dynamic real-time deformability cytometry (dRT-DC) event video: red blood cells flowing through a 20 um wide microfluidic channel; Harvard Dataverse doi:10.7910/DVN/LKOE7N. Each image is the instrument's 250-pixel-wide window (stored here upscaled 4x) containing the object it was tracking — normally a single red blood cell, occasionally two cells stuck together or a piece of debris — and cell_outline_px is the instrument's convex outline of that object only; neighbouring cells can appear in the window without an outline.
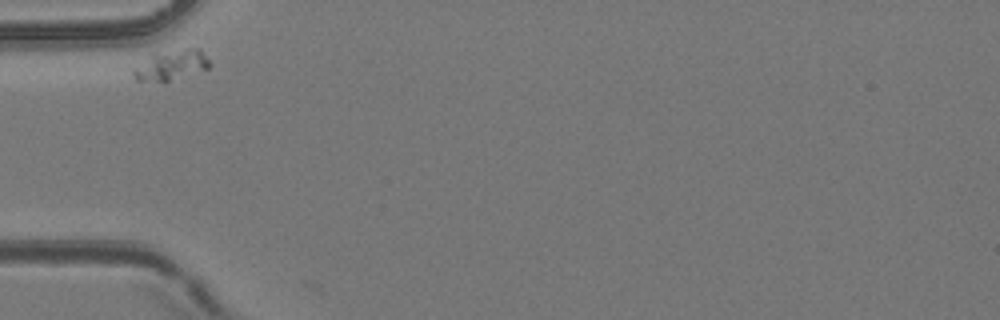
{"species": "common noctule bat (a hibernating species)", "species_latin": "Nyctalus noctula", "temperature_condition": "room temperature", "stored_images_in_passage": 9, "camera_frame_rate_fps": 3000, "um_per_image_px": 0.085, "animal": {"sex": "female", "body_mass_g": 24.6, "forearm_length_mm": 56.2}, "frame": {"image": 1, "passage_image": 6, "time_ms": 6.667, "image_size_px": [1000, 320], "cell_outline_px": [[212, 64], [208, 68], [168, 80], [136, 80], [132, 76], [132, 72], [136, 68], [152, 56], [184, 48], [200, 48]], "centroid_in_image_um": [14.64, 5.52], "position_along_channel_um": 70.4, "area_um2": 12.43}}
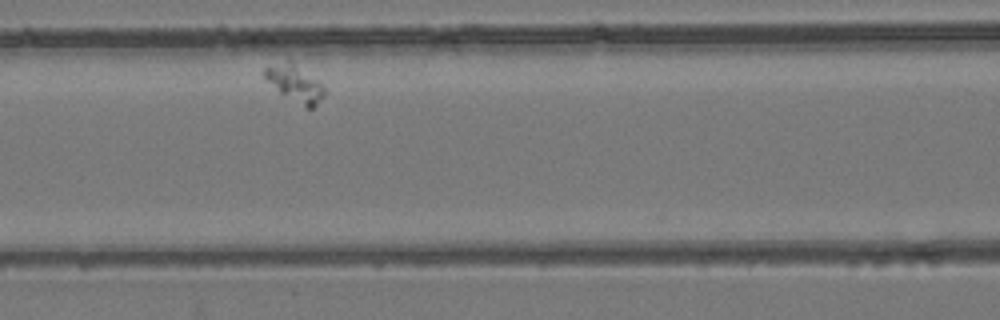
{"frame": {"image": 2, "passage_image": 8, "time_ms": 9.0, "image_size_px": [1000, 320], "cell_outline_px": [[324, 96], [312, 108], [308, 108], [280, 92], [264, 76], [264, 68], [288, 60], [292, 60], [320, 80], [324, 88]], "centroid_in_image_um": [25.12, 7.04], "position_along_channel_um": 141.5, "area_um2": 12.48}}
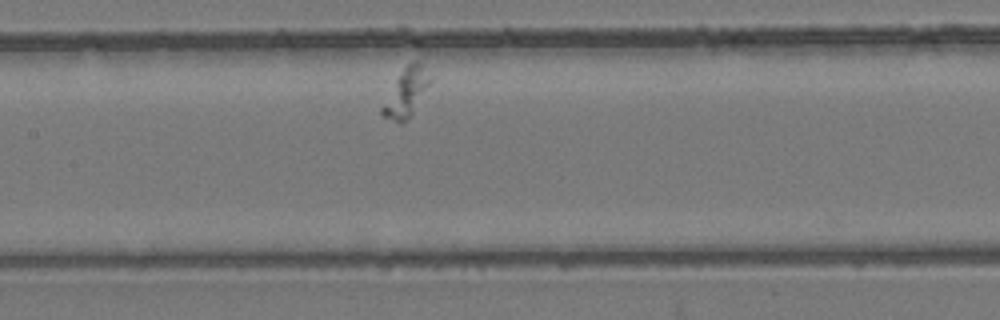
{"frame": {"image": 3, "passage_image": 9, "time_ms": 10.0, "image_size_px": [1000, 320], "cell_outline_px": [[432, 80], [412, 116], [400, 124], [380, 116], [380, 108], [404, 64], [408, 60], [416, 60], [420, 64]], "centroid_in_image_um": [34.49, 7.89], "position_along_channel_um": 172.9, "area_um2": 13.7}}